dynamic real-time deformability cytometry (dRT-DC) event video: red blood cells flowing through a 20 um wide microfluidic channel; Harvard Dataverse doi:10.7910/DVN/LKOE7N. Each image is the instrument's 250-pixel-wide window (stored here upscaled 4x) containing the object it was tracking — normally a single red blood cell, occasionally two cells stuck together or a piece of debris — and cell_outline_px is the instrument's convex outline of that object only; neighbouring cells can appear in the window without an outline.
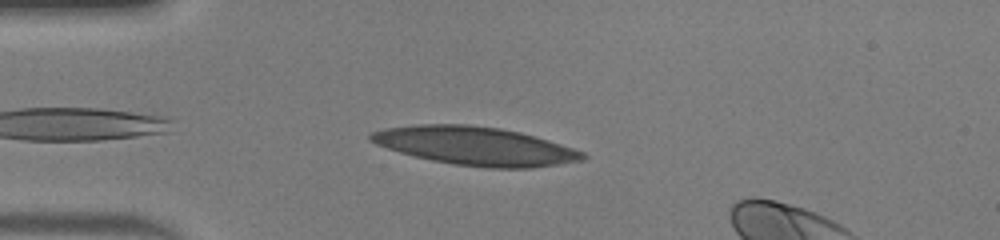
{"species": "human", "species_latin": "Homo sapiens", "temperature_condition": "warm", "stored_images_in_passage": 35, "camera_frame_rate_fps": 3000, "um_per_image_px": 0.085, "donor": {"sex": "male"}, "frame": {"image": 1, "passage_image": 3, "time_ms": 0.667, "image_size_px": [1000, 240], "cell_outline_px": [[588, 156], [584, 160], [560, 164], [532, 168], [488, 168], [452, 164], [432, 160], [400, 152], [376, 144], [368, 140], [368, 136], [372, 132], [384, 128], [416, 124], [468, 124], [500, 128], [520, 132], [548, 140], [584, 152]], "centroid_in_image_um": [40.4, 12.41], "position_along_channel_um": 44.6, "area_um2": 47.45}}
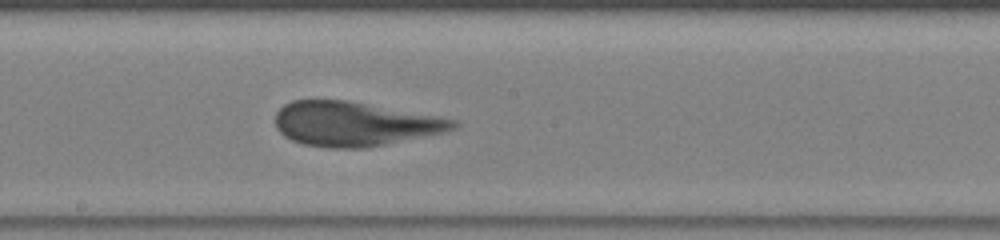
{"frame": {"image": 2, "passage_image": 17, "time_ms": 5.333, "image_size_px": [1000, 240], "cell_outline_px": [[460, 124], [456, 128], [440, 132], [384, 144], [364, 148], [328, 148], [304, 144], [292, 140], [284, 136], [276, 128], [276, 112], [284, 104], [292, 100], [348, 100], [436, 116], [456, 120]], "centroid_in_image_um": [30.06, 10.52], "position_along_channel_um": 218.1, "area_um2": 45.49}}
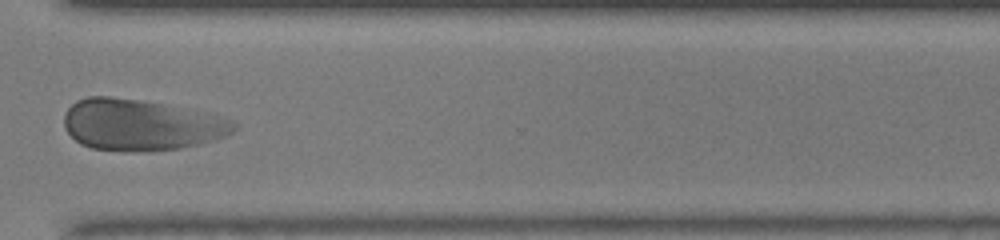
{"frame": {"image": 3, "passage_image": 27, "time_ms": 8.667, "image_size_px": [1000, 240], "cell_outline_px": [[236, 128], [228, 136], [180, 148], [136, 152], [124, 152], [92, 148], [80, 144], [64, 128], [64, 112], [76, 100], [88, 96], [112, 96], [140, 100], [164, 104], [216, 116], [232, 120], [236, 124]], "centroid_in_image_um": [11.91, 10.62], "position_along_channel_um": 358.7, "area_um2": 50.46}}